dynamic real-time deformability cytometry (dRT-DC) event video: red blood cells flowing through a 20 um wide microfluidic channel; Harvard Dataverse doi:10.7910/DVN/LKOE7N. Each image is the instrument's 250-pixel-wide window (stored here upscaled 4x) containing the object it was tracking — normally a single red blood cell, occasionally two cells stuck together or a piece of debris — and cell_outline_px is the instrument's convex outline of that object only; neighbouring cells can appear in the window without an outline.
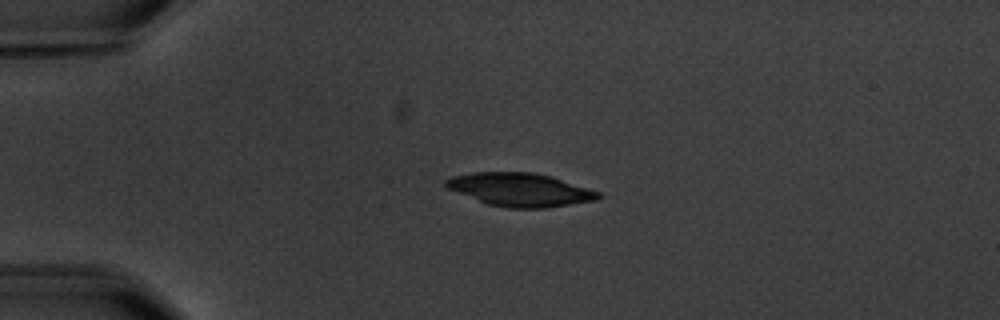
{"species": "common noctule bat (a hibernating species)", "species_latin": "Nyctalus noctula", "temperature_condition": "warm", "stored_images_in_passage": 3, "camera_frame_rate_fps": 3000, "um_per_image_px": 0.085, "animal": {"sex": "male", "body_mass_g": 20.1, "forearm_length_mm": 53.5}, "frame": {"image": 1, "passage_image": 1, "time_ms": 0.0, "image_size_px": [1000, 320], "cell_outline_px": [[604, 196], [600, 200], [544, 208], [508, 208], [488, 204], [448, 188], [444, 184], [444, 180], [452, 176], [472, 172], [532, 172], [552, 176], [600, 192]], "centroid_in_image_um": [44.26, 16.12], "position_along_channel_um": 40.7, "area_um2": 29.59}}